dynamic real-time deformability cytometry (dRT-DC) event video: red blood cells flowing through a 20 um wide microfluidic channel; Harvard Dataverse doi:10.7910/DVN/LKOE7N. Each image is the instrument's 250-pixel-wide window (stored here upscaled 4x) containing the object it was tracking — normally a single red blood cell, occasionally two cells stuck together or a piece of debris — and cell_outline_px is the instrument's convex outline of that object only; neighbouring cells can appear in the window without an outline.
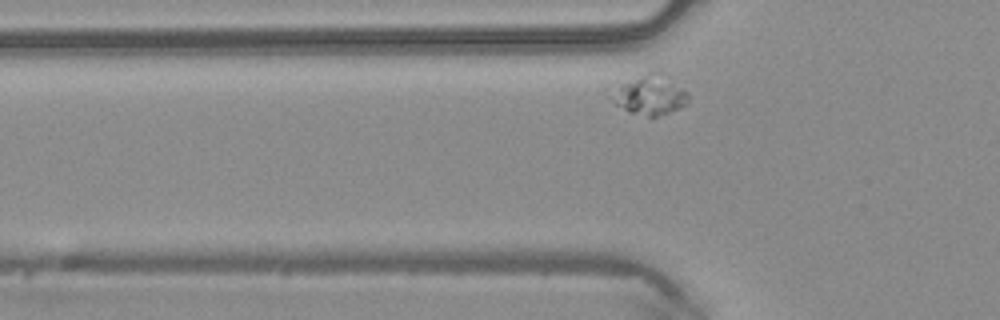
{"species": "common noctule bat (a hibernating species)", "species_latin": "Nyctalus noctula", "temperature_condition": "warm", "stored_images_in_passage": 34, "camera_frame_rate_fps": 3000, "um_per_image_px": 0.085, "animal": {"sex": "male", "body_mass_g": 20.4}, "frame": {"image": 1, "passage_image": 7, "time_ms": 2.0, "image_size_px": [1000, 320], "cell_outline_px": [[688, 104], [668, 112], [656, 116], [648, 116], [628, 112], [616, 104], [604, 92], [604, 88], [656, 68], [688, 92]], "centroid_in_image_um": [55.1, 8.0], "position_along_channel_um": 70.7, "area_um2": 18.73}}
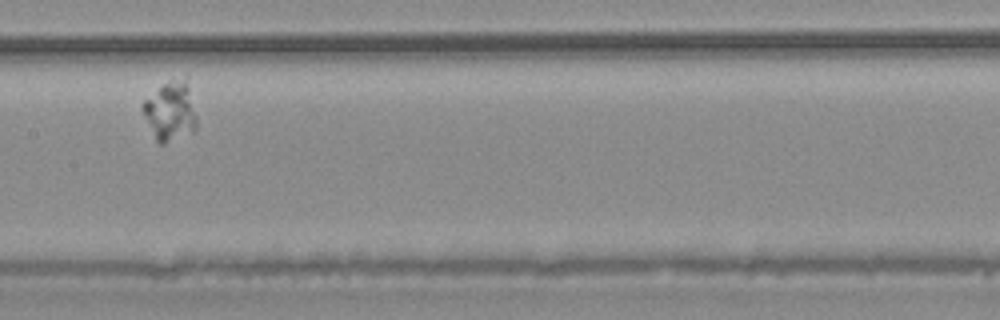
{"frame": {"image": 2, "passage_image": 17, "time_ms": 5.333, "image_size_px": [1000, 320], "cell_outline_px": [[196, 128], [192, 132], [164, 144], [160, 144], [156, 140], [140, 108], [140, 104], [144, 100], [164, 84], [172, 80], [188, 76], [196, 116]], "centroid_in_image_um": [14.5, 9.43], "position_along_channel_um": 192.9, "area_um2": 18.73}}
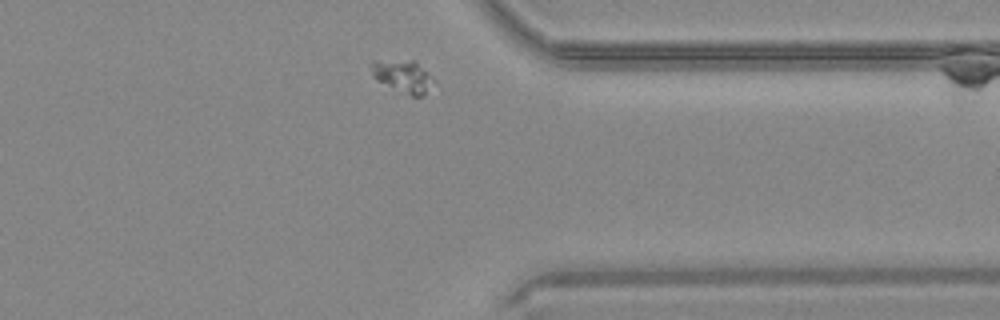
{"frame": {"image": 3, "passage_image": 32, "time_ms": 10.333, "image_size_px": [1000, 320], "cell_outline_px": [[436, 80], [420, 96], [412, 96], [376, 80], [372, 76], [368, 64], [376, 60], [416, 60]], "centroid_in_image_um": [34.21, 6.43], "position_along_channel_um": 377.2, "area_um2": 11.85}}